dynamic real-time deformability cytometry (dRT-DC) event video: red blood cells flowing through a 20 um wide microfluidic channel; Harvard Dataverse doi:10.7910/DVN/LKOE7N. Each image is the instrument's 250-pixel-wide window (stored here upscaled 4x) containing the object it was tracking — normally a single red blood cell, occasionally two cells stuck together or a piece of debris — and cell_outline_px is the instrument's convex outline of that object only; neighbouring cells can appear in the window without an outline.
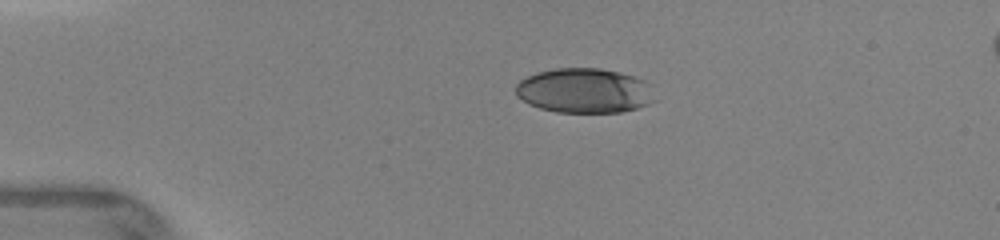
{"species": "human", "species_latin": "Homo sapiens", "temperature_condition": "warm", "stored_images_in_passage": 18, "camera_frame_rate_fps": 3000, "um_per_image_px": 0.085, "donor": {"sex": "female"}, "frame": {"image": 1, "passage_image": 11, "time_ms": 3.0, "image_size_px": [1000, 240], "cell_outline_px": [[656, 100], [648, 104], [636, 108], [620, 112], [556, 112], [540, 108], [528, 104], [516, 96], [516, 84], [520, 80], [528, 76], [540, 72], [556, 68], [600, 68], [620, 72], [644, 80]], "centroid_in_image_um": [49.64, 7.71], "position_along_channel_um": 35.4, "area_um2": 36.07}}